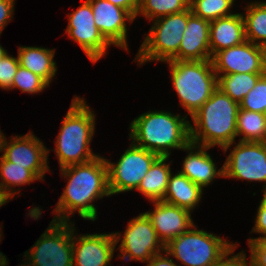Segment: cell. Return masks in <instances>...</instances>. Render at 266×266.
I'll return each instance as SVG.
<instances>
[{
  "label": "cell",
  "instance_id": "cell-25",
  "mask_svg": "<svg viewBox=\"0 0 266 266\" xmlns=\"http://www.w3.org/2000/svg\"><path fill=\"white\" fill-rule=\"evenodd\" d=\"M264 73H233L217 75V88L227 94L232 100L240 103L255 87L258 79Z\"/></svg>",
  "mask_w": 266,
  "mask_h": 266
},
{
  "label": "cell",
  "instance_id": "cell-26",
  "mask_svg": "<svg viewBox=\"0 0 266 266\" xmlns=\"http://www.w3.org/2000/svg\"><path fill=\"white\" fill-rule=\"evenodd\" d=\"M237 136L243 142H266V114L245 109L238 110Z\"/></svg>",
  "mask_w": 266,
  "mask_h": 266
},
{
  "label": "cell",
  "instance_id": "cell-39",
  "mask_svg": "<svg viewBox=\"0 0 266 266\" xmlns=\"http://www.w3.org/2000/svg\"><path fill=\"white\" fill-rule=\"evenodd\" d=\"M262 51V69L264 75H266V44L260 46Z\"/></svg>",
  "mask_w": 266,
  "mask_h": 266
},
{
  "label": "cell",
  "instance_id": "cell-28",
  "mask_svg": "<svg viewBox=\"0 0 266 266\" xmlns=\"http://www.w3.org/2000/svg\"><path fill=\"white\" fill-rule=\"evenodd\" d=\"M189 8L186 0H140L136 17L143 15L148 20L179 13Z\"/></svg>",
  "mask_w": 266,
  "mask_h": 266
},
{
  "label": "cell",
  "instance_id": "cell-21",
  "mask_svg": "<svg viewBox=\"0 0 266 266\" xmlns=\"http://www.w3.org/2000/svg\"><path fill=\"white\" fill-rule=\"evenodd\" d=\"M202 190L178 171L175 175L170 174L163 201L192 212L202 198Z\"/></svg>",
  "mask_w": 266,
  "mask_h": 266
},
{
  "label": "cell",
  "instance_id": "cell-4",
  "mask_svg": "<svg viewBox=\"0 0 266 266\" xmlns=\"http://www.w3.org/2000/svg\"><path fill=\"white\" fill-rule=\"evenodd\" d=\"M83 98L75 96L63 119L62 127L56 137L55 149L60 169L84 164L99 155L92 152L90 143L95 130V113Z\"/></svg>",
  "mask_w": 266,
  "mask_h": 266
},
{
  "label": "cell",
  "instance_id": "cell-12",
  "mask_svg": "<svg viewBox=\"0 0 266 266\" xmlns=\"http://www.w3.org/2000/svg\"><path fill=\"white\" fill-rule=\"evenodd\" d=\"M68 17L66 33L69 38L79 44L91 62L96 63L107 53L106 50L111 44L96 27L90 2L84 1Z\"/></svg>",
  "mask_w": 266,
  "mask_h": 266
},
{
  "label": "cell",
  "instance_id": "cell-29",
  "mask_svg": "<svg viewBox=\"0 0 266 266\" xmlns=\"http://www.w3.org/2000/svg\"><path fill=\"white\" fill-rule=\"evenodd\" d=\"M233 4L231 0H197L189 7L194 15L213 21L231 15L230 8L233 7Z\"/></svg>",
  "mask_w": 266,
  "mask_h": 266
},
{
  "label": "cell",
  "instance_id": "cell-16",
  "mask_svg": "<svg viewBox=\"0 0 266 266\" xmlns=\"http://www.w3.org/2000/svg\"><path fill=\"white\" fill-rule=\"evenodd\" d=\"M72 234L73 266H107L113 258L116 242L113 233Z\"/></svg>",
  "mask_w": 266,
  "mask_h": 266
},
{
  "label": "cell",
  "instance_id": "cell-8",
  "mask_svg": "<svg viewBox=\"0 0 266 266\" xmlns=\"http://www.w3.org/2000/svg\"><path fill=\"white\" fill-rule=\"evenodd\" d=\"M72 234V223L51 221L24 256L34 266H73Z\"/></svg>",
  "mask_w": 266,
  "mask_h": 266
},
{
  "label": "cell",
  "instance_id": "cell-3",
  "mask_svg": "<svg viewBox=\"0 0 266 266\" xmlns=\"http://www.w3.org/2000/svg\"><path fill=\"white\" fill-rule=\"evenodd\" d=\"M167 111H149L130 124L129 138L159 157H169L171 149H183L190 142L189 121Z\"/></svg>",
  "mask_w": 266,
  "mask_h": 266
},
{
  "label": "cell",
  "instance_id": "cell-6",
  "mask_svg": "<svg viewBox=\"0 0 266 266\" xmlns=\"http://www.w3.org/2000/svg\"><path fill=\"white\" fill-rule=\"evenodd\" d=\"M193 228L196 226L165 245V252L185 266H212L237 245L213 233Z\"/></svg>",
  "mask_w": 266,
  "mask_h": 266
},
{
  "label": "cell",
  "instance_id": "cell-19",
  "mask_svg": "<svg viewBox=\"0 0 266 266\" xmlns=\"http://www.w3.org/2000/svg\"><path fill=\"white\" fill-rule=\"evenodd\" d=\"M194 152V150H196ZM210 147L201 146L189 142L182 150L188 151V155L183 161L180 173L188 177L193 183L199 185L202 189L208 186L214 178L224 177L223 166L218 171L210 154L206 151Z\"/></svg>",
  "mask_w": 266,
  "mask_h": 266
},
{
  "label": "cell",
  "instance_id": "cell-36",
  "mask_svg": "<svg viewBox=\"0 0 266 266\" xmlns=\"http://www.w3.org/2000/svg\"><path fill=\"white\" fill-rule=\"evenodd\" d=\"M251 232L263 234V236L259 238L266 237V203L262 200L257 210L255 226L252 228Z\"/></svg>",
  "mask_w": 266,
  "mask_h": 266
},
{
  "label": "cell",
  "instance_id": "cell-9",
  "mask_svg": "<svg viewBox=\"0 0 266 266\" xmlns=\"http://www.w3.org/2000/svg\"><path fill=\"white\" fill-rule=\"evenodd\" d=\"M158 157L157 154L132 142L116 164L106 159L110 194L136 190Z\"/></svg>",
  "mask_w": 266,
  "mask_h": 266
},
{
  "label": "cell",
  "instance_id": "cell-32",
  "mask_svg": "<svg viewBox=\"0 0 266 266\" xmlns=\"http://www.w3.org/2000/svg\"><path fill=\"white\" fill-rule=\"evenodd\" d=\"M19 66L18 57L16 58L9 54H6L0 60V88L4 90L11 89Z\"/></svg>",
  "mask_w": 266,
  "mask_h": 266
},
{
  "label": "cell",
  "instance_id": "cell-45",
  "mask_svg": "<svg viewBox=\"0 0 266 266\" xmlns=\"http://www.w3.org/2000/svg\"><path fill=\"white\" fill-rule=\"evenodd\" d=\"M27 260V262L25 261L24 263L26 264H21V265H19V266H34L30 261H29V263H28V259H26Z\"/></svg>",
  "mask_w": 266,
  "mask_h": 266
},
{
  "label": "cell",
  "instance_id": "cell-24",
  "mask_svg": "<svg viewBox=\"0 0 266 266\" xmlns=\"http://www.w3.org/2000/svg\"><path fill=\"white\" fill-rule=\"evenodd\" d=\"M0 192L9 201L19 191L13 190L15 186L30 184L39 180L29 169L7 161L2 155L0 156ZM12 186H14L12 188ZM12 188V189H11Z\"/></svg>",
  "mask_w": 266,
  "mask_h": 266
},
{
  "label": "cell",
  "instance_id": "cell-2",
  "mask_svg": "<svg viewBox=\"0 0 266 266\" xmlns=\"http://www.w3.org/2000/svg\"><path fill=\"white\" fill-rule=\"evenodd\" d=\"M239 103L217 88L211 97L193 114L189 123L190 142L226 151L237 137ZM195 128H194V127Z\"/></svg>",
  "mask_w": 266,
  "mask_h": 266
},
{
  "label": "cell",
  "instance_id": "cell-37",
  "mask_svg": "<svg viewBox=\"0 0 266 266\" xmlns=\"http://www.w3.org/2000/svg\"><path fill=\"white\" fill-rule=\"evenodd\" d=\"M112 4L127 10L134 18L139 7L140 0H107Z\"/></svg>",
  "mask_w": 266,
  "mask_h": 266
},
{
  "label": "cell",
  "instance_id": "cell-11",
  "mask_svg": "<svg viewBox=\"0 0 266 266\" xmlns=\"http://www.w3.org/2000/svg\"><path fill=\"white\" fill-rule=\"evenodd\" d=\"M235 145L223 164L224 177L266 182V142Z\"/></svg>",
  "mask_w": 266,
  "mask_h": 266
},
{
  "label": "cell",
  "instance_id": "cell-7",
  "mask_svg": "<svg viewBox=\"0 0 266 266\" xmlns=\"http://www.w3.org/2000/svg\"><path fill=\"white\" fill-rule=\"evenodd\" d=\"M187 23L188 9L154 20L137 52L135 60L138 64L171 61L178 53Z\"/></svg>",
  "mask_w": 266,
  "mask_h": 266
},
{
  "label": "cell",
  "instance_id": "cell-41",
  "mask_svg": "<svg viewBox=\"0 0 266 266\" xmlns=\"http://www.w3.org/2000/svg\"><path fill=\"white\" fill-rule=\"evenodd\" d=\"M7 50H5L1 45H0V60L6 55Z\"/></svg>",
  "mask_w": 266,
  "mask_h": 266
},
{
  "label": "cell",
  "instance_id": "cell-34",
  "mask_svg": "<svg viewBox=\"0 0 266 266\" xmlns=\"http://www.w3.org/2000/svg\"><path fill=\"white\" fill-rule=\"evenodd\" d=\"M238 247L236 245L230 252H228L220 261H218L216 264L212 266H248V262L246 259V254L244 251L234 255L230 256L233 254L235 249ZM230 256V257H229Z\"/></svg>",
  "mask_w": 266,
  "mask_h": 266
},
{
  "label": "cell",
  "instance_id": "cell-44",
  "mask_svg": "<svg viewBox=\"0 0 266 266\" xmlns=\"http://www.w3.org/2000/svg\"><path fill=\"white\" fill-rule=\"evenodd\" d=\"M3 138H4V134H2V132L0 131V152H1Z\"/></svg>",
  "mask_w": 266,
  "mask_h": 266
},
{
  "label": "cell",
  "instance_id": "cell-17",
  "mask_svg": "<svg viewBox=\"0 0 266 266\" xmlns=\"http://www.w3.org/2000/svg\"><path fill=\"white\" fill-rule=\"evenodd\" d=\"M153 205L154 210L145 214L164 246L194 226L190 211L163 200L153 202Z\"/></svg>",
  "mask_w": 266,
  "mask_h": 266
},
{
  "label": "cell",
  "instance_id": "cell-38",
  "mask_svg": "<svg viewBox=\"0 0 266 266\" xmlns=\"http://www.w3.org/2000/svg\"><path fill=\"white\" fill-rule=\"evenodd\" d=\"M166 255L161 253L155 254L148 262L147 266H180L174 263L173 258L169 259V254L166 252ZM182 266V265H181Z\"/></svg>",
  "mask_w": 266,
  "mask_h": 266
},
{
  "label": "cell",
  "instance_id": "cell-40",
  "mask_svg": "<svg viewBox=\"0 0 266 266\" xmlns=\"http://www.w3.org/2000/svg\"><path fill=\"white\" fill-rule=\"evenodd\" d=\"M8 261L6 259V256L2 254V252H0V266H6Z\"/></svg>",
  "mask_w": 266,
  "mask_h": 266
},
{
  "label": "cell",
  "instance_id": "cell-20",
  "mask_svg": "<svg viewBox=\"0 0 266 266\" xmlns=\"http://www.w3.org/2000/svg\"><path fill=\"white\" fill-rule=\"evenodd\" d=\"M209 40L212 57L221 50L244 43L246 35L243 14H231L210 21Z\"/></svg>",
  "mask_w": 266,
  "mask_h": 266
},
{
  "label": "cell",
  "instance_id": "cell-18",
  "mask_svg": "<svg viewBox=\"0 0 266 266\" xmlns=\"http://www.w3.org/2000/svg\"><path fill=\"white\" fill-rule=\"evenodd\" d=\"M210 21L200 18L188 8V23L177 55L172 60H211Z\"/></svg>",
  "mask_w": 266,
  "mask_h": 266
},
{
  "label": "cell",
  "instance_id": "cell-43",
  "mask_svg": "<svg viewBox=\"0 0 266 266\" xmlns=\"http://www.w3.org/2000/svg\"><path fill=\"white\" fill-rule=\"evenodd\" d=\"M263 189H264V194H263L262 201H263L264 203H266V186H265V185L263 186Z\"/></svg>",
  "mask_w": 266,
  "mask_h": 266
},
{
  "label": "cell",
  "instance_id": "cell-33",
  "mask_svg": "<svg viewBox=\"0 0 266 266\" xmlns=\"http://www.w3.org/2000/svg\"><path fill=\"white\" fill-rule=\"evenodd\" d=\"M251 252L250 266H266V237L247 240Z\"/></svg>",
  "mask_w": 266,
  "mask_h": 266
},
{
  "label": "cell",
  "instance_id": "cell-30",
  "mask_svg": "<svg viewBox=\"0 0 266 266\" xmlns=\"http://www.w3.org/2000/svg\"><path fill=\"white\" fill-rule=\"evenodd\" d=\"M49 84L40 76L30 70L19 66L15 74L11 89L20 88L22 92L35 94L46 89Z\"/></svg>",
  "mask_w": 266,
  "mask_h": 266
},
{
  "label": "cell",
  "instance_id": "cell-15",
  "mask_svg": "<svg viewBox=\"0 0 266 266\" xmlns=\"http://www.w3.org/2000/svg\"><path fill=\"white\" fill-rule=\"evenodd\" d=\"M211 60L217 75L263 73L261 48L247 40L217 52Z\"/></svg>",
  "mask_w": 266,
  "mask_h": 266
},
{
  "label": "cell",
  "instance_id": "cell-27",
  "mask_svg": "<svg viewBox=\"0 0 266 266\" xmlns=\"http://www.w3.org/2000/svg\"><path fill=\"white\" fill-rule=\"evenodd\" d=\"M245 10L246 40L258 46L266 44V2H251Z\"/></svg>",
  "mask_w": 266,
  "mask_h": 266
},
{
  "label": "cell",
  "instance_id": "cell-13",
  "mask_svg": "<svg viewBox=\"0 0 266 266\" xmlns=\"http://www.w3.org/2000/svg\"><path fill=\"white\" fill-rule=\"evenodd\" d=\"M7 141L4 136L1 151L3 157L16 165L29 169L39 180L49 171V151L42 141L30 131L22 136H13ZM9 142V143H8Z\"/></svg>",
  "mask_w": 266,
  "mask_h": 266
},
{
  "label": "cell",
  "instance_id": "cell-10",
  "mask_svg": "<svg viewBox=\"0 0 266 266\" xmlns=\"http://www.w3.org/2000/svg\"><path fill=\"white\" fill-rule=\"evenodd\" d=\"M116 246L121 240L119 258L147 263L155 254L165 252V246L157 236L151 221L145 213L128 222L123 236L113 233ZM123 238V239H122Z\"/></svg>",
  "mask_w": 266,
  "mask_h": 266
},
{
  "label": "cell",
  "instance_id": "cell-31",
  "mask_svg": "<svg viewBox=\"0 0 266 266\" xmlns=\"http://www.w3.org/2000/svg\"><path fill=\"white\" fill-rule=\"evenodd\" d=\"M240 109L266 114V75H262L255 87L239 103Z\"/></svg>",
  "mask_w": 266,
  "mask_h": 266
},
{
  "label": "cell",
  "instance_id": "cell-5",
  "mask_svg": "<svg viewBox=\"0 0 266 266\" xmlns=\"http://www.w3.org/2000/svg\"><path fill=\"white\" fill-rule=\"evenodd\" d=\"M171 80L180 105L193 115L217 89V74L212 60H171Z\"/></svg>",
  "mask_w": 266,
  "mask_h": 266
},
{
  "label": "cell",
  "instance_id": "cell-46",
  "mask_svg": "<svg viewBox=\"0 0 266 266\" xmlns=\"http://www.w3.org/2000/svg\"><path fill=\"white\" fill-rule=\"evenodd\" d=\"M195 1H197V0H186V2L188 3L189 6Z\"/></svg>",
  "mask_w": 266,
  "mask_h": 266
},
{
  "label": "cell",
  "instance_id": "cell-14",
  "mask_svg": "<svg viewBox=\"0 0 266 266\" xmlns=\"http://www.w3.org/2000/svg\"><path fill=\"white\" fill-rule=\"evenodd\" d=\"M94 15L96 27L111 44L128 50L126 20L132 23L134 17L125 9L107 0H88Z\"/></svg>",
  "mask_w": 266,
  "mask_h": 266
},
{
  "label": "cell",
  "instance_id": "cell-22",
  "mask_svg": "<svg viewBox=\"0 0 266 266\" xmlns=\"http://www.w3.org/2000/svg\"><path fill=\"white\" fill-rule=\"evenodd\" d=\"M18 48L19 65L50 84L57 71L56 61L53 60L55 50L31 46Z\"/></svg>",
  "mask_w": 266,
  "mask_h": 266
},
{
  "label": "cell",
  "instance_id": "cell-1",
  "mask_svg": "<svg viewBox=\"0 0 266 266\" xmlns=\"http://www.w3.org/2000/svg\"><path fill=\"white\" fill-rule=\"evenodd\" d=\"M61 174L69 180L54 209L57 216L52 221L69 222V215L74 211L85 220L95 221L97 209L92 203L111 195L106 159L98 156L84 164L67 166L61 169Z\"/></svg>",
  "mask_w": 266,
  "mask_h": 266
},
{
  "label": "cell",
  "instance_id": "cell-35",
  "mask_svg": "<svg viewBox=\"0 0 266 266\" xmlns=\"http://www.w3.org/2000/svg\"><path fill=\"white\" fill-rule=\"evenodd\" d=\"M15 0H0V34L13 18Z\"/></svg>",
  "mask_w": 266,
  "mask_h": 266
},
{
  "label": "cell",
  "instance_id": "cell-23",
  "mask_svg": "<svg viewBox=\"0 0 266 266\" xmlns=\"http://www.w3.org/2000/svg\"><path fill=\"white\" fill-rule=\"evenodd\" d=\"M167 160L168 157H158L136 189L151 202L162 201L165 196L169 176L172 173L170 164H166Z\"/></svg>",
  "mask_w": 266,
  "mask_h": 266
},
{
  "label": "cell",
  "instance_id": "cell-42",
  "mask_svg": "<svg viewBox=\"0 0 266 266\" xmlns=\"http://www.w3.org/2000/svg\"><path fill=\"white\" fill-rule=\"evenodd\" d=\"M6 202H8V200L2 195V193L0 192V207L2 205H4Z\"/></svg>",
  "mask_w": 266,
  "mask_h": 266
}]
</instances>
